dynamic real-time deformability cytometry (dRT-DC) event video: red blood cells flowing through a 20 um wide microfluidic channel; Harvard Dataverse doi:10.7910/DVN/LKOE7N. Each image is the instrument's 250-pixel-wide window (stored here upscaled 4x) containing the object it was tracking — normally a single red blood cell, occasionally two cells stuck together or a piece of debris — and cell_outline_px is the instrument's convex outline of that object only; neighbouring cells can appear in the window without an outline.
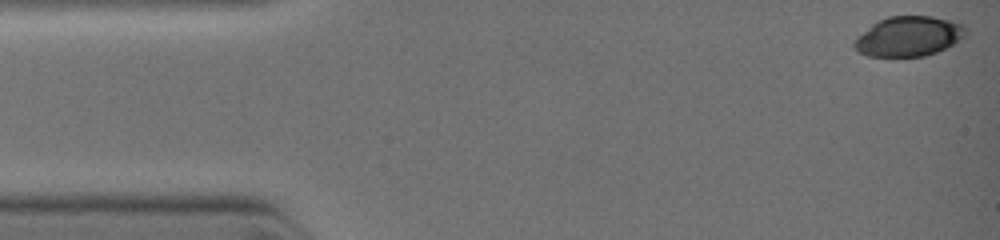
{"species": "common noctule bat (a hibernating species)", "species_latin": "Nyctalus noctula", "temperature_condition": "warm", "stored_images_in_passage": 9, "camera_frame_rate_fps": 3000, "um_per_image_px": 0.085, "animal": {"sex": "female", "body_mass_g": 19.0, "forearm_length_mm": 51.5}, "frame": {"image": 1, "passage_image": 1, "time_ms": 0.0, "image_size_px": [1000, 240], "cell_outline_px": [[964, 36], [952, 44], [936, 52], [924, 56], [868, 56], [860, 52], [852, 44], [872, 24], [888, 16], [928, 16], [960, 24], [964, 28]], "centroid_in_image_um": [77.2, 3.1], "position_along_channel_um": 7.8, "area_um2": 25.03}}
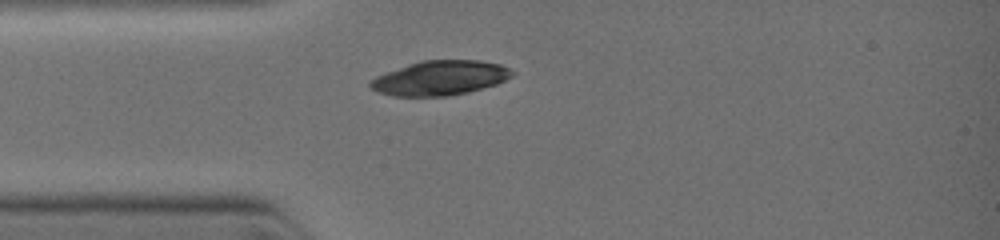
{"frame": {"image": 2, "passage_image": 7, "time_ms": 2.667, "image_size_px": [1000, 240], "cell_outline_px": [[516, 72], [512, 76], [496, 84], [468, 92], [448, 96], [392, 96], [380, 92], [372, 88], [368, 84], [376, 76], [408, 64], [424, 60], [480, 60], [500, 64]], "centroid_in_image_um": [37.43, 6.62], "position_along_channel_um": 47.6, "area_um2": 28.38}}